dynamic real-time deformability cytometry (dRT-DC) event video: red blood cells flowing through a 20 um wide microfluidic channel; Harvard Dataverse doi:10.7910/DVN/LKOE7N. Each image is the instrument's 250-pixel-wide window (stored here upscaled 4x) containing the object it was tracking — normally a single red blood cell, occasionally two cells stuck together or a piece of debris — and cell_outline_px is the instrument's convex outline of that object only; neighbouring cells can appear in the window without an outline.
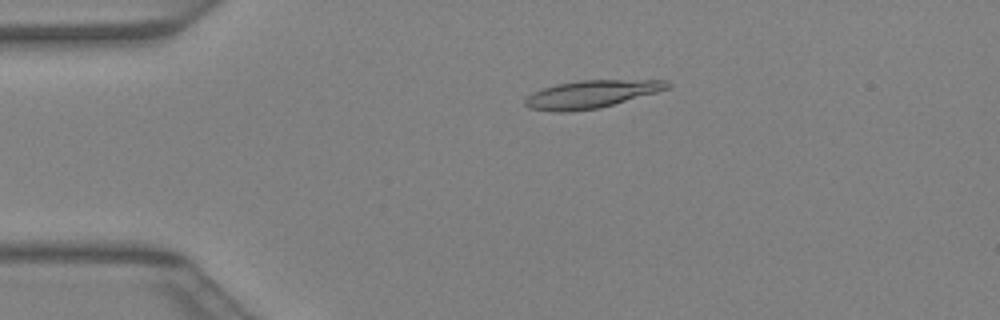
{"species": "Egyptian fruit bat (a non-hibernating species)", "species_latin": "Rousettus aegyptiacus", "temperature_condition": "warm", "stored_images_in_passage": 41, "camera_frame_rate_fps": 3000, "um_per_image_px": 0.085, "animal": {"sex": "female"}, "frame": {"image": 1, "passage_image": 9, "time_ms": 2.667, "image_size_px": [1000, 320], "cell_outline_px": [[672, 84], [668, 88], [656, 92], [600, 108], [568, 112], [552, 112], [528, 108], [524, 104], [524, 100], [532, 92], [556, 84], [580, 80], [668, 80]], "centroid_in_image_um": [50.22, 8.01], "position_along_channel_um": 34.8, "area_um2": 23.0}}
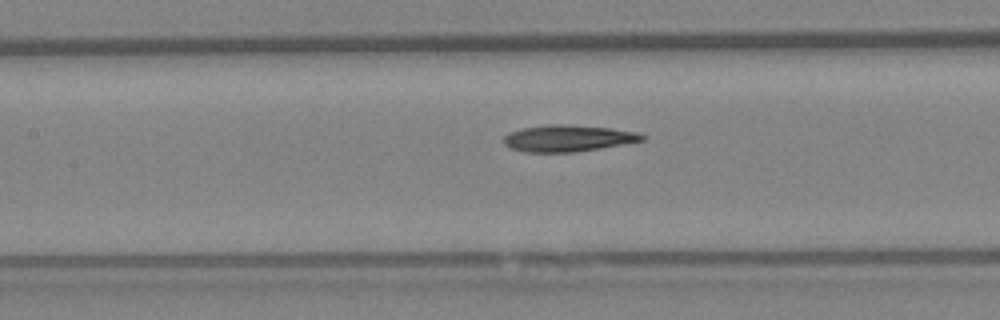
{"frame": {"image": 2, "passage_image": 19, "time_ms": 6.0, "image_size_px": [1000, 320], "cell_outline_px": [[644, 140], [624, 144], [576, 152], [524, 152], [512, 148], [504, 144], [504, 136], [508, 132], [524, 128], [544, 124], [568, 124], [612, 128], [640, 132], [644, 136]], "centroid_in_image_um": [48.28, 11.74], "position_along_channel_um": 159.1, "area_um2": 21.56}}
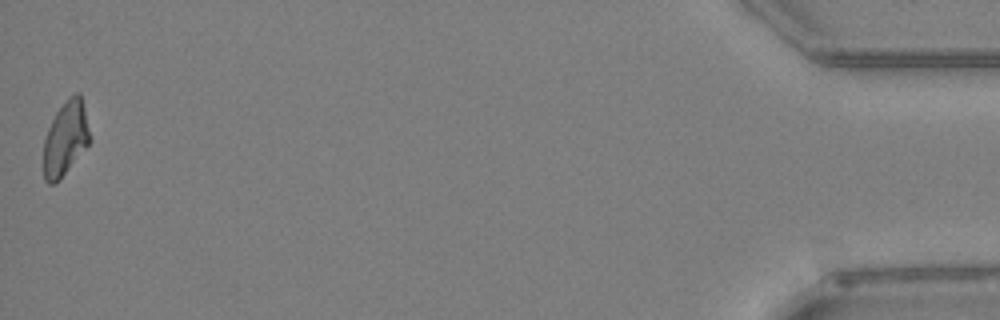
{"frame": {"image": 3, "passage_image": 41, "time_ms": 13.333, "image_size_px": [1000, 320], "cell_outline_px": [[92, 140], [60, 180], [56, 184], [48, 184], [44, 180], [44, 140], [48, 128], [56, 112], [68, 96], [76, 92], [80, 92]], "centroid_in_image_um": [5.58, 11.78], "position_along_channel_um": 429.6, "area_um2": 20.17}}